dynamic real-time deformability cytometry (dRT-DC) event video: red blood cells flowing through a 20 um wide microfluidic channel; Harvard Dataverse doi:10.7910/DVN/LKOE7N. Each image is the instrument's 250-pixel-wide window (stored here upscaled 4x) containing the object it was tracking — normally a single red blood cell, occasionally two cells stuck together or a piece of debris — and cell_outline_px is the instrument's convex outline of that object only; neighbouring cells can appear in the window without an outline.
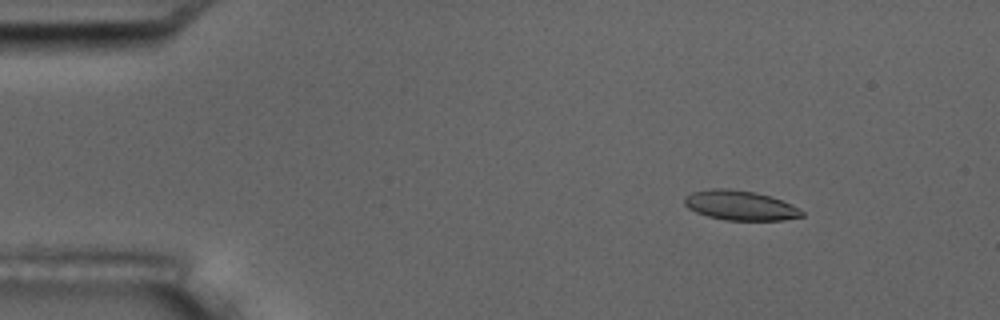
{"species": "common noctule bat (a hibernating species)", "species_latin": "Nyctalus noctula", "temperature_condition": "room temperature", "stored_images_in_passage": 5, "camera_frame_rate_fps": 3000, "um_per_image_px": 0.085, "animal": {"sex": "male", "body_mass_g": 17.5, "forearm_length_mm": 52.3}, "frame": {"image": 1, "passage_image": 2, "time_ms": 1.0, "image_size_px": [1000, 320], "cell_outline_px": [[804, 216], [784, 220], [724, 220], [708, 216], [696, 212], [688, 208], [684, 204], [684, 196], [692, 192], [712, 188], [728, 188], [756, 192], [792, 204], [804, 212]], "centroid_in_image_um": [62.9, 17.46], "position_along_channel_um": 22.1, "area_um2": 20.35}}
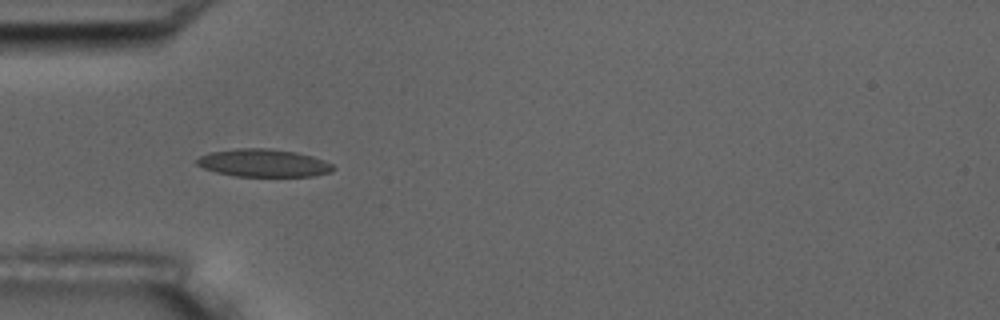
{"frame": {"image": 2, "passage_image": 5, "time_ms": 4.333, "image_size_px": [1000, 320], "cell_outline_px": [[336, 168], [332, 172], [312, 176], [236, 176], [216, 172], [204, 168], [196, 164], [196, 160], [200, 156], [212, 152], [236, 148], [268, 148], [296, 152], [312, 156], [324, 160], [332, 164]], "centroid_in_image_um": [22.42, 13.85], "position_along_channel_um": 62.6, "area_um2": 22.02}}